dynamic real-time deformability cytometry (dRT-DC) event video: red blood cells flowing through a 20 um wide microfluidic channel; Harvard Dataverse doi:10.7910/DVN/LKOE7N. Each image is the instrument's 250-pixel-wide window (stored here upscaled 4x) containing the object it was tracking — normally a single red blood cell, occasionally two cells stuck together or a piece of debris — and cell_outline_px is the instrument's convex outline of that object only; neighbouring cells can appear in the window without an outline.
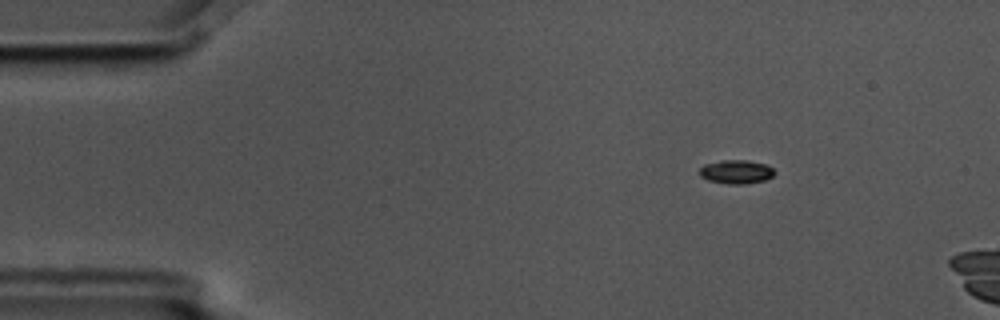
{"species": "common noctule bat (a hibernating species)", "species_latin": "Nyctalus noctula", "temperature_condition": "cold", "stored_images_in_passage": 6, "camera_frame_rate_fps": 3000, "um_per_image_px": 0.085, "animal": {"sex": "male", "body_mass_g": 17.5, "forearm_length_mm": 52.3}, "frame": {"image": 1, "passage_image": 3, "time_ms": 0.667, "image_size_px": [1000, 320], "cell_outline_px": [[776, 172], [772, 176], [764, 180], [744, 184], [728, 184], [708, 180], [700, 176], [700, 168], [704, 164], [720, 160], [744, 160], [764, 164], [772, 168]], "centroid_in_image_um": [62.55, 14.6], "position_along_channel_um": 22.4, "area_um2": 10.29}}